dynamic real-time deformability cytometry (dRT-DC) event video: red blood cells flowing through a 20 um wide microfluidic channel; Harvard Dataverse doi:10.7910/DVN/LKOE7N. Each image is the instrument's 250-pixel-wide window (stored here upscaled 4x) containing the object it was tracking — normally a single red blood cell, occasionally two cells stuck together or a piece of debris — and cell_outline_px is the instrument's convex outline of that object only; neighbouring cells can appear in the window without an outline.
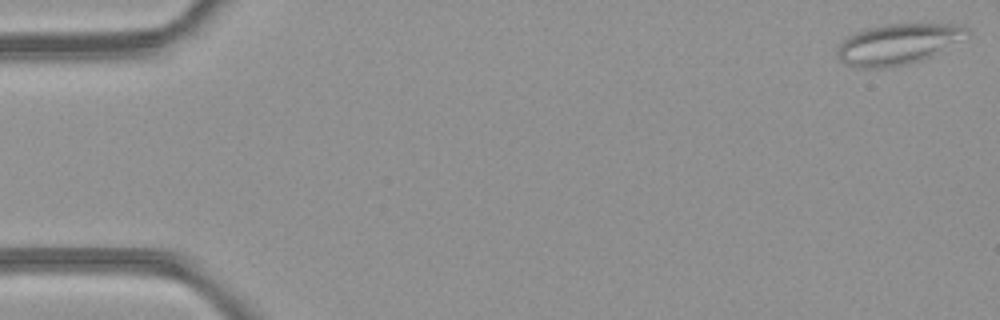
{"species": "common noctule bat (a hibernating species)", "species_latin": "Nyctalus noctula", "temperature_condition": "room temperature", "stored_images_in_passage": 45, "camera_frame_rate_fps": 3000, "um_per_image_px": 0.085, "animal": {"sex": "female", "body_mass_g": 21.9}, "frame": {"image": 1, "passage_image": 1, "time_ms": 0.0, "image_size_px": [1000, 320], "cell_outline_px": [[972, 32], [968, 36], [932, 56], [908, 64], [888, 68], [856, 68], [844, 64], [840, 60], [836, 52], [836, 48], [848, 36], [856, 32], [868, 28], [888, 24], [956, 24], [968, 28]], "centroid_in_image_um": [76.32, 3.76], "position_along_channel_um": 8.7, "area_um2": 30.87}}
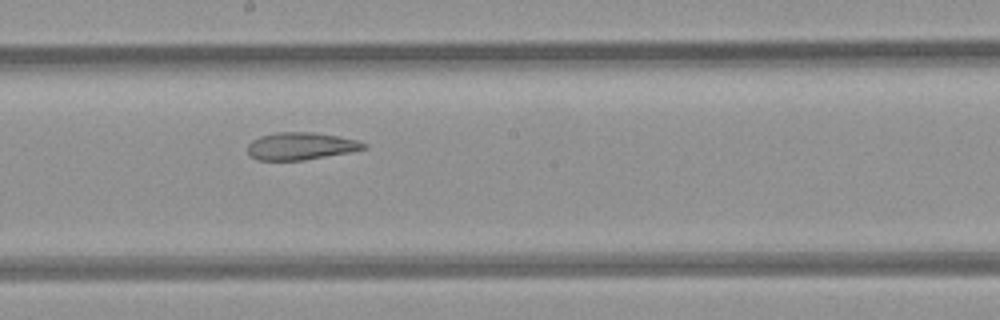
{"frame": {"image": 2, "passage_image": 27, "time_ms": 8.667, "image_size_px": [1000, 320], "cell_outline_px": [[368, 148], [348, 152], [304, 160], [256, 160], [248, 156], [248, 144], [252, 140], [260, 136], [276, 132], [312, 132], [336, 136], [356, 140], [368, 144]], "centroid_in_image_um": [25.53, 12.42], "position_along_channel_um": 222.7, "area_um2": 18.5}}
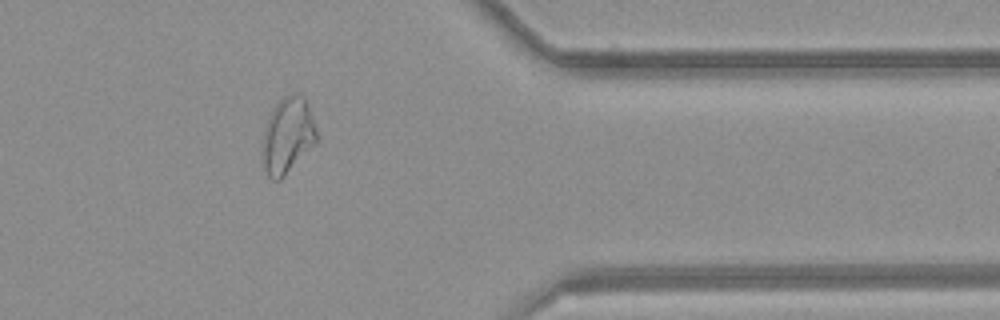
{"frame": {"image": 3, "passage_image": 40, "time_ms": 13.0, "image_size_px": [1000, 320], "cell_outline_px": [[316, 144], [280, 180], [272, 180], [268, 176], [264, 168], [260, 156], [260, 152], [264, 132], [268, 120], [276, 104], [284, 96], [292, 92], [300, 92], [304, 96], [308, 104], [316, 128]], "centroid_in_image_um": [24.44, 11.53], "position_along_channel_um": 387.0, "area_um2": 24.28}, "authors_computed_cell_mechanics": {"area_um2": 23.2934, "velocity_mm_per_s": 4.2189, "shape_relaxation_time_tau1_ms": null, "shape_relaxation_time_tau2_ms": 2.1804, "deformation_change_tau1": null, "deformation_change_tau2": 0.0977}}